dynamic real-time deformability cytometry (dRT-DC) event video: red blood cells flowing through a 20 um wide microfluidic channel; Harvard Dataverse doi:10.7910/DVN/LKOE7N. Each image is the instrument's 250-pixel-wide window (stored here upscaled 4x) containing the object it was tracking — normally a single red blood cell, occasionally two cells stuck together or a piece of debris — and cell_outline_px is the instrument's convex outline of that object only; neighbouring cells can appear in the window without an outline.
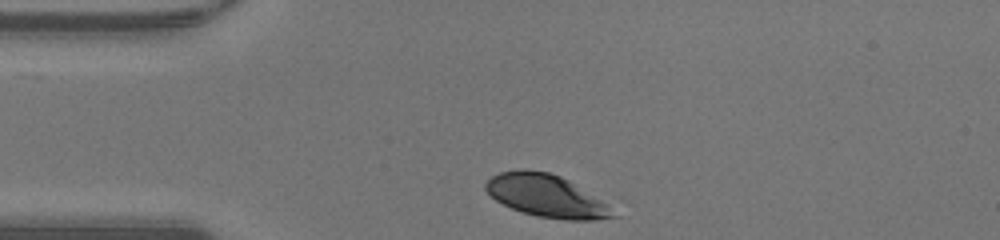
{"species": "human", "species_latin": "Homo sapiens", "temperature_condition": "warm", "stored_images_in_passage": 28, "camera_frame_rate_fps": 3000, "um_per_image_px": 0.085, "donor": {"sex": "male"}, "frame": {"image": 1, "passage_image": 1, "time_ms": 0.0, "image_size_px": [1000, 240], "cell_outline_px": [[620, 216], [596, 220], [568, 220], [536, 216], [520, 212], [496, 200], [484, 188], [484, 184], [492, 176], [500, 172], [520, 168], [524, 168], [548, 172], [560, 176], [568, 180], [600, 200]], "centroid_in_image_um": [46.4, 16.65], "position_along_channel_um": 38.6, "area_um2": 31.27}}
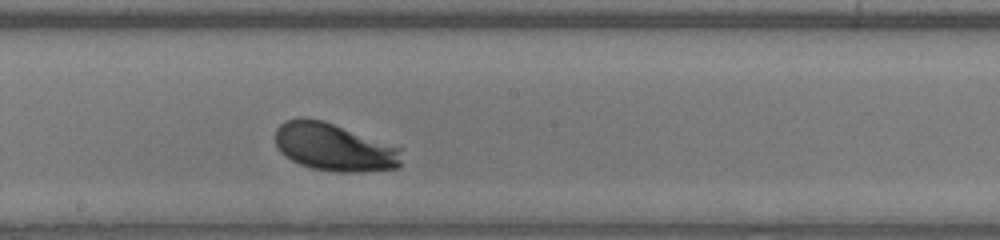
{"frame": {"image": 2, "passage_image": 16, "time_ms": 5.0, "image_size_px": [1000, 240], "cell_outline_px": [[400, 168], [364, 172], [336, 172], [312, 168], [300, 164], [284, 156], [280, 152], [276, 144], [276, 128], [284, 120], [300, 116], [304, 116], [324, 120], [400, 148]], "centroid_in_image_um": [28.35, 12.5], "position_along_channel_um": 219.8, "area_um2": 35.32}}
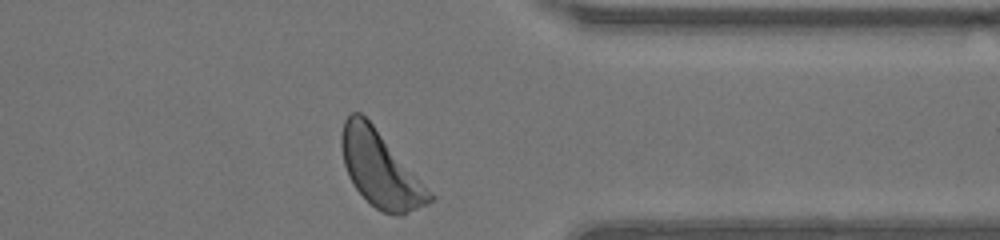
{"frame": {"image": 3, "passage_image": 28, "time_ms": 9.0, "image_size_px": [1000, 240], "cell_outline_px": [[436, 196], [428, 204], [404, 216], [396, 216], [384, 212], [376, 208], [356, 188], [348, 176], [344, 164], [340, 144], [340, 136], [344, 120], [352, 112], [360, 112], [372, 124]], "centroid_in_image_um": [32.34, 14.4], "position_along_channel_um": 379.1, "area_um2": 38.55}, "authors_computed_cell_mechanics": {"area_um2": 34.8245, "velocity_mm_per_s": 4.2285, "shape_relaxation_time_tau1_ms": 1.3259, "shape_relaxation_time_tau2_ms": null, "deformation_change_tau1": 0.1129, "deformation_change_tau2": null}}